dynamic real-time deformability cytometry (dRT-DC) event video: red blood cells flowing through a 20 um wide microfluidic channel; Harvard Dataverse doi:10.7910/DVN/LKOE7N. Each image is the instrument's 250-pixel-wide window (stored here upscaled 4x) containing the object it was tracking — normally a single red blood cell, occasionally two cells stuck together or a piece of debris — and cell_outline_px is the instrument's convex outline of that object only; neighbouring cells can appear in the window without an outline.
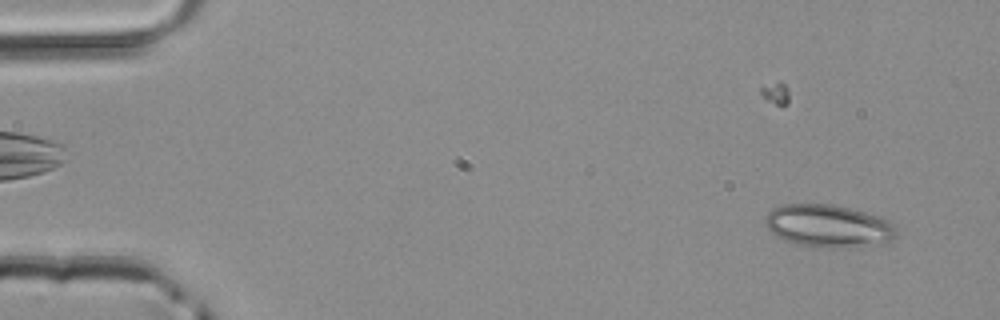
{"species": "common noctule bat (a hibernating species)", "species_latin": "Nyctalus noctula", "temperature_condition": "room temperature", "stored_images_in_passage": 4, "camera_frame_rate_fps": 3000, "um_per_image_px": 0.085, "animal": {"sex": "male", "body_mass_g": 20.4}, "frame": {"image": 1, "passage_image": 1, "time_ms": 0.0, "image_size_px": [1000, 320], "cell_outline_px": [[896, 236], [892, 240], [840, 248], [828, 248], [796, 244], [784, 240], [776, 236], [764, 224], [764, 220], [768, 212], [772, 208], [784, 204], [832, 204], [864, 212], [888, 220], [896, 224]], "centroid_in_image_um": [70.36, 19.19], "position_along_channel_um": 14.6, "area_um2": 32.31}}